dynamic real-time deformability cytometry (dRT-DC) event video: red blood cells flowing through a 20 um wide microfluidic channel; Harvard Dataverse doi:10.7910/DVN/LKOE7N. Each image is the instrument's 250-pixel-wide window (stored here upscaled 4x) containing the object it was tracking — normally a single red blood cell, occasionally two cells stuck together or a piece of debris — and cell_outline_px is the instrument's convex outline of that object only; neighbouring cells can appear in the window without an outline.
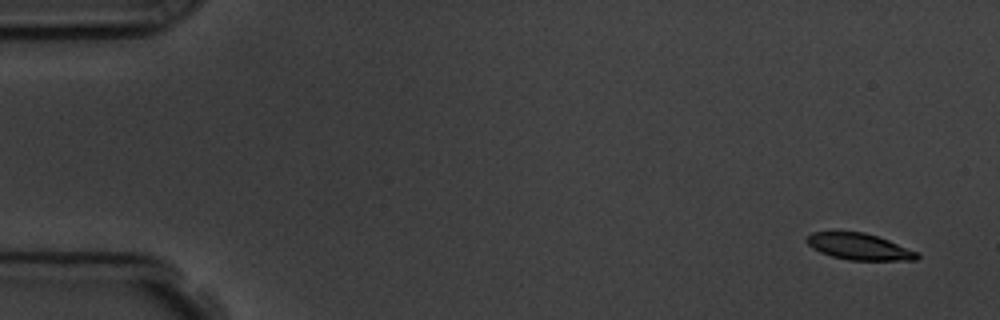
{"species": "common noctule bat (a hibernating species)", "species_latin": "Nyctalus noctula", "temperature_condition": "room temperature", "stored_images_in_passage": 6, "camera_frame_rate_fps": 3000, "um_per_image_px": 0.085, "animal": {"sex": "male", "body_mass_g": 19.5, "forearm_length_mm": 54.6}, "frame": {"image": 1, "passage_image": 1, "time_ms": 0.0, "image_size_px": [1000, 320], "cell_outline_px": [[920, 256], [916, 260], [848, 260], [832, 256], [820, 252], [812, 248], [804, 240], [804, 236], [812, 232], [864, 232], [888, 240], [920, 252]], "centroid_in_image_um": [73.02, 20.96], "position_along_channel_um": 12.0, "area_um2": 17.11}}
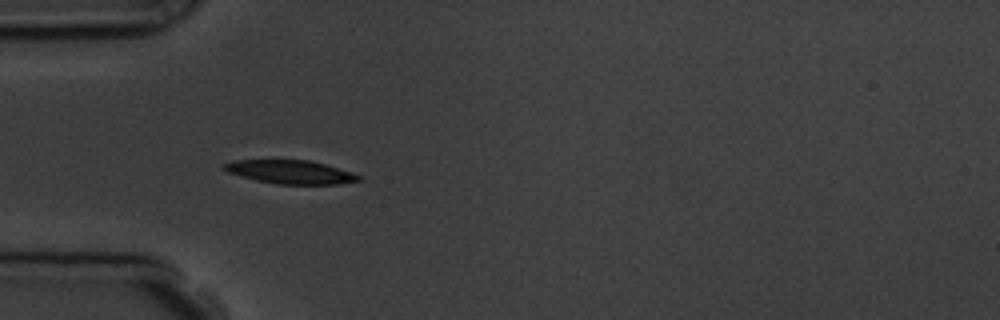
{"frame": {"image": 2, "passage_image": 5, "time_ms": 4.667, "image_size_px": [1000, 320], "cell_outline_px": [[360, 180], [340, 184], [276, 184], [256, 180], [228, 172], [220, 168], [220, 164], [236, 160], [308, 160], [324, 164], [360, 176]], "centroid_in_image_um": [24.6, 14.62], "position_along_channel_um": 60.4, "area_um2": 18.21}}